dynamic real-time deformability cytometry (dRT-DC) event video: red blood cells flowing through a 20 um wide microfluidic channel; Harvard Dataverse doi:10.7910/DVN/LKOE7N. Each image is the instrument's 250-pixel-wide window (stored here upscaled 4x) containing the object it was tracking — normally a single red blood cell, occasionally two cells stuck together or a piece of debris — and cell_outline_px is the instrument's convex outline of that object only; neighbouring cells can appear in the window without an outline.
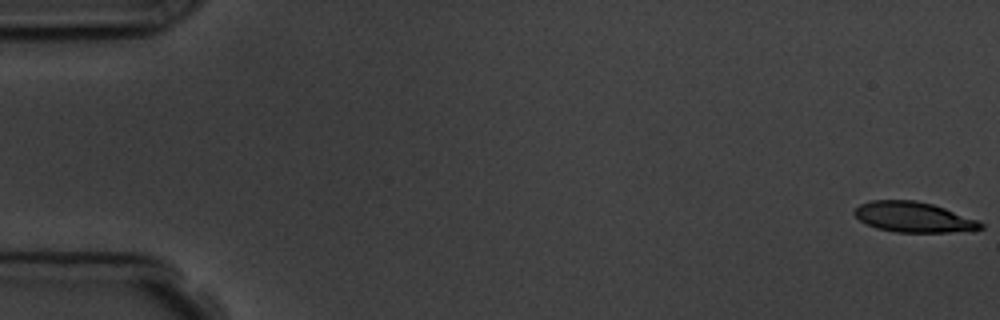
{"species": "common noctule bat (a hibernating species)", "species_latin": "Nyctalus noctula", "temperature_condition": "room temperature", "stored_images_in_passage": 5, "camera_frame_rate_fps": 3000, "um_per_image_px": 0.085, "animal": {"sex": "male", "body_mass_g": 19.5, "forearm_length_mm": 54.6}, "frame": {"image": 1, "passage_image": 1, "time_ms": 0.0, "image_size_px": [1000, 320], "cell_outline_px": [[984, 228], [972, 232], [896, 232], [876, 228], [860, 220], [852, 212], [860, 204], [872, 200], [916, 200], [932, 204], [944, 208], [976, 220], [984, 224]], "centroid_in_image_um": [77.68, 18.46], "position_along_channel_um": 7.3, "area_um2": 22.31}}
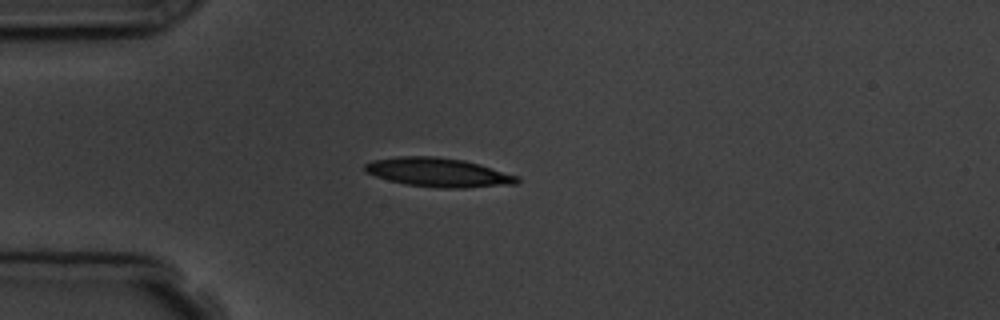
{"frame": {"image": 2, "passage_image": 5, "time_ms": 4.667, "image_size_px": [1000, 320], "cell_outline_px": [[520, 180], [516, 184], [464, 188], [436, 188], [404, 184], [388, 180], [364, 172], [364, 164], [372, 160], [396, 156], [436, 156], [464, 160], [480, 164], [520, 176]], "centroid_in_image_um": [37.26, 14.65], "position_along_channel_um": 47.7, "area_um2": 26.07}}